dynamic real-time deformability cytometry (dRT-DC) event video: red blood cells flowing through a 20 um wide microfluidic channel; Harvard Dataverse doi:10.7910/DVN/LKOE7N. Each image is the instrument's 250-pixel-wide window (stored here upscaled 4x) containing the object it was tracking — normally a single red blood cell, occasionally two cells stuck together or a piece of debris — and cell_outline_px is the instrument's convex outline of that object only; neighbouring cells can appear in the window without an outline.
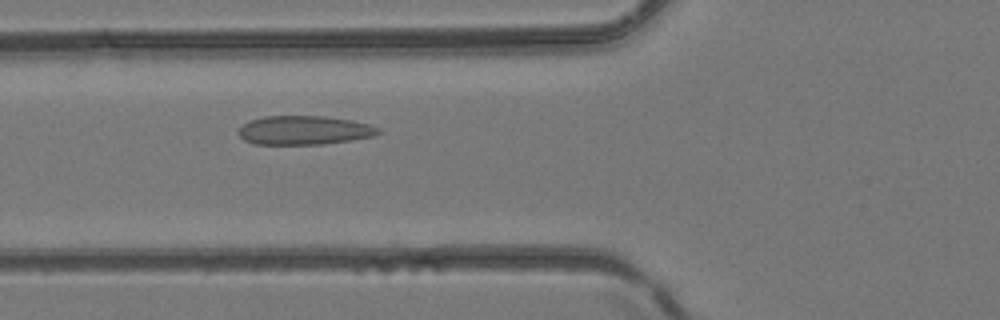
{"species": "common noctule bat (a hibernating species)", "species_latin": "Nyctalus noctula", "temperature_condition": "room temperature", "stored_images_in_passage": 38, "camera_frame_rate_fps": 3000, "um_per_image_px": 0.085, "animal": {"sex": "female", "body_mass_g": 24.6, "forearm_length_mm": 56.2}, "frame": {"image": 1, "passage_image": 12, "time_ms": 3.667, "image_size_px": [1000, 320], "cell_outline_px": [[380, 132], [372, 136], [352, 140], [324, 144], [252, 144], [244, 140], [240, 136], [240, 128], [248, 120], [264, 116], [324, 116], [352, 120], [368, 124], [380, 128]], "centroid_in_image_um": [25.85, 11.07], "position_along_channel_um": 100.0, "area_um2": 23.52}}
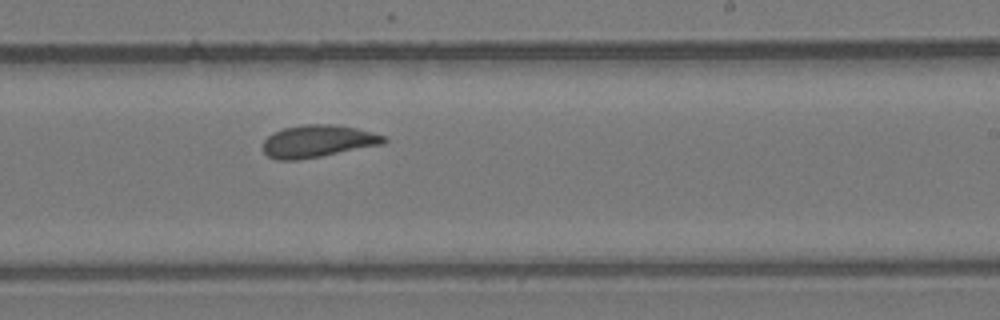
{"frame": {"image": 2, "passage_image": 22, "time_ms": 7.0, "image_size_px": [1000, 320], "cell_outline_px": [[388, 140], [384, 144], [300, 160], [276, 160], [268, 156], [264, 152], [264, 140], [272, 132], [284, 128], [304, 124], [332, 124], [356, 128], [372, 132], [384, 136]], "centroid_in_image_um": [27.01, 12.0], "position_along_channel_um": 262.0, "area_um2": 22.77}}
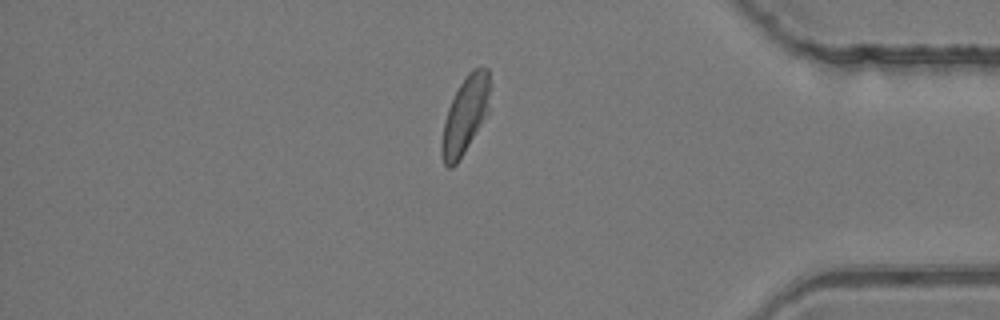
{"frame": {"image": 3, "passage_image": 32, "time_ms": 10.333, "image_size_px": [1000, 320], "cell_outline_px": [[488, 112], [456, 164], [452, 168], [448, 168], [444, 164], [440, 152], [440, 144], [444, 124], [448, 108], [460, 84], [468, 72], [472, 68], [488, 68]], "centroid_in_image_um": [39.5, 9.81], "position_along_channel_um": 395.7, "area_um2": 20.98}}